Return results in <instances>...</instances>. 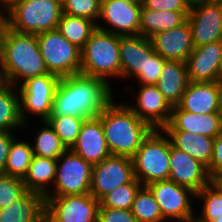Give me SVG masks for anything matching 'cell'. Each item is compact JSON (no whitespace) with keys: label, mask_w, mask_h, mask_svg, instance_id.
Listing matches in <instances>:
<instances>
[{"label":"cell","mask_w":222,"mask_h":222,"mask_svg":"<svg viewBox=\"0 0 222 222\" xmlns=\"http://www.w3.org/2000/svg\"><path fill=\"white\" fill-rule=\"evenodd\" d=\"M161 131H188L216 138L222 134L219 113L195 114L174 106L169 123Z\"/></svg>","instance_id":"obj_21"},{"label":"cell","mask_w":222,"mask_h":222,"mask_svg":"<svg viewBox=\"0 0 222 222\" xmlns=\"http://www.w3.org/2000/svg\"><path fill=\"white\" fill-rule=\"evenodd\" d=\"M133 178L132 158L110 155L93 165L90 193L100 200L108 192L129 183Z\"/></svg>","instance_id":"obj_11"},{"label":"cell","mask_w":222,"mask_h":222,"mask_svg":"<svg viewBox=\"0 0 222 222\" xmlns=\"http://www.w3.org/2000/svg\"><path fill=\"white\" fill-rule=\"evenodd\" d=\"M189 83L186 62L166 60L156 86L167 102L177 106Z\"/></svg>","instance_id":"obj_24"},{"label":"cell","mask_w":222,"mask_h":222,"mask_svg":"<svg viewBox=\"0 0 222 222\" xmlns=\"http://www.w3.org/2000/svg\"><path fill=\"white\" fill-rule=\"evenodd\" d=\"M113 99L98 115L111 155L133 158L153 128L139 119L128 104H113Z\"/></svg>","instance_id":"obj_3"},{"label":"cell","mask_w":222,"mask_h":222,"mask_svg":"<svg viewBox=\"0 0 222 222\" xmlns=\"http://www.w3.org/2000/svg\"><path fill=\"white\" fill-rule=\"evenodd\" d=\"M33 156L32 145L24 141L15 140L14 138L8 154L4 174L24 179Z\"/></svg>","instance_id":"obj_30"},{"label":"cell","mask_w":222,"mask_h":222,"mask_svg":"<svg viewBox=\"0 0 222 222\" xmlns=\"http://www.w3.org/2000/svg\"><path fill=\"white\" fill-rule=\"evenodd\" d=\"M36 34L19 33L7 27L0 53L2 82L17 87L20 78L27 79L48 74Z\"/></svg>","instance_id":"obj_2"},{"label":"cell","mask_w":222,"mask_h":222,"mask_svg":"<svg viewBox=\"0 0 222 222\" xmlns=\"http://www.w3.org/2000/svg\"><path fill=\"white\" fill-rule=\"evenodd\" d=\"M63 13L84 17L97 23L99 19L101 0H62Z\"/></svg>","instance_id":"obj_37"},{"label":"cell","mask_w":222,"mask_h":222,"mask_svg":"<svg viewBox=\"0 0 222 222\" xmlns=\"http://www.w3.org/2000/svg\"><path fill=\"white\" fill-rule=\"evenodd\" d=\"M0 222H46V197L28 191L22 198L0 209Z\"/></svg>","instance_id":"obj_23"},{"label":"cell","mask_w":222,"mask_h":222,"mask_svg":"<svg viewBox=\"0 0 222 222\" xmlns=\"http://www.w3.org/2000/svg\"><path fill=\"white\" fill-rule=\"evenodd\" d=\"M153 50L148 37L120 36L121 77H138L145 74L146 57H149Z\"/></svg>","instance_id":"obj_22"},{"label":"cell","mask_w":222,"mask_h":222,"mask_svg":"<svg viewBox=\"0 0 222 222\" xmlns=\"http://www.w3.org/2000/svg\"><path fill=\"white\" fill-rule=\"evenodd\" d=\"M96 29L97 26L94 21L65 13L62 14L57 27L62 36L80 49L84 47Z\"/></svg>","instance_id":"obj_29"},{"label":"cell","mask_w":222,"mask_h":222,"mask_svg":"<svg viewBox=\"0 0 222 222\" xmlns=\"http://www.w3.org/2000/svg\"><path fill=\"white\" fill-rule=\"evenodd\" d=\"M97 222H138L131 210L99 207Z\"/></svg>","instance_id":"obj_39"},{"label":"cell","mask_w":222,"mask_h":222,"mask_svg":"<svg viewBox=\"0 0 222 222\" xmlns=\"http://www.w3.org/2000/svg\"><path fill=\"white\" fill-rule=\"evenodd\" d=\"M131 212L138 222H164L159 205L151 191L143 186L137 192Z\"/></svg>","instance_id":"obj_33"},{"label":"cell","mask_w":222,"mask_h":222,"mask_svg":"<svg viewBox=\"0 0 222 222\" xmlns=\"http://www.w3.org/2000/svg\"><path fill=\"white\" fill-rule=\"evenodd\" d=\"M13 131H0V174H4L13 139Z\"/></svg>","instance_id":"obj_42"},{"label":"cell","mask_w":222,"mask_h":222,"mask_svg":"<svg viewBox=\"0 0 222 222\" xmlns=\"http://www.w3.org/2000/svg\"><path fill=\"white\" fill-rule=\"evenodd\" d=\"M170 173L168 180L199 192L211 180L207 167L186 152L175 148L170 141Z\"/></svg>","instance_id":"obj_15"},{"label":"cell","mask_w":222,"mask_h":222,"mask_svg":"<svg viewBox=\"0 0 222 222\" xmlns=\"http://www.w3.org/2000/svg\"><path fill=\"white\" fill-rule=\"evenodd\" d=\"M165 61V59L153 50L149 57H146L145 74H140L137 77V80H140L142 83L141 85H156Z\"/></svg>","instance_id":"obj_38"},{"label":"cell","mask_w":222,"mask_h":222,"mask_svg":"<svg viewBox=\"0 0 222 222\" xmlns=\"http://www.w3.org/2000/svg\"><path fill=\"white\" fill-rule=\"evenodd\" d=\"M150 40L154 51L165 60L186 62L194 49L187 20L171 30L154 34Z\"/></svg>","instance_id":"obj_18"},{"label":"cell","mask_w":222,"mask_h":222,"mask_svg":"<svg viewBox=\"0 0 222 222\" xmlns=\"http://www.w3.org/2000/svg\"><path fill=\"white\" fill-rule=\"evenodd\" d=\"M80 74L108 84L107 77L121 78L120 36L97 28L81 49Z\"/></svg>","instance_id":"obj_4"},{"label":"cell","mask_w":222,"mask_h":222,"mask_svg":"<svg viewBox=\"0 0 222 222\" xmlns=\"http://www.w3.org/2000/svg\"><path fill=\"white\" fill-rule=\"evenodd\" d=\"M196 197L204 203L201 216L196 219L200 222H222V192L213 182L197 192Z\"/></svg>","instance_id":"obj_32"},{"label":"cell","mask_w":222,"mask_h":222,"mask_svg":"<svg viewBox=\"0 0 222 222\" xmlns=\"http://www.w3.org/2000/svg\"><path fill=\"white\" fill-rule=\"evenodd\" d=\"M141 8L142 2L101 0L99 19H104L113 29L99 23H96V26L99 30L118 36L139 35Z\"/></svg>","instance_id":"obj_13"},{"label":"cell","mask_w":222,"mask_h":222,"mask_svg":"<svg viewBox=\"0 0 222 222\" xmlns=\"http://www.w3.org/2000/svg\"><path fill=\"white\" fill-rule=\"evenodd\" d=\"M111 85L83 74L61 77L50 116H98L113 99Z\"/></svg>","instance_id":"obj_1"},{"label":"cell","mask_w":222,"mask_h":222,"mask_svg":"<svg viewBox=\"0 0 222 222\" xmlns=\"http://www.w3.org/2000/svg\"><path fill=\"white\" fill-rule=\"evenodd\" d=\"M40 54L49 73L61 77L80 73L81 49L55 29L36 34Z\"/></svg>","instance_id":"obj_7"},{"label":"cell","mask_w":222,"mask_h":222,"mask_svg":"<svg viewBox=\"0 0 222 222\" xmlns=\"http://www.w3.org/2000/svg\"><path fill=\"white\" fill-rule=\"evenodd\" d=\"M85 117L49 116L46 120L67 149H71L80 134Z\"/></svg>","instance_id":"obj_35"},{"label":"cell","mask_w":222,"mask_h":222,"mask_svg":"<svg viewBox=\"0 0 222 222\" xmlns=\"http://www.w3.org/2000/svg\"><path fill=\"white\" fill-rule=\"evenodd\" d=\"M62 14V0H22L7 11L8 28L27 34L55 30Z\"/></svg>","instance_id":"obj_5"},{"label":"cell","mask_w":222,"mask_h":222,"mask_svg":"<svg viewBox=\"0 0 222 222\" xmlns=\"http://www.w3.org/2000/svg\"><path fill=\"white\" fill-rule=\"evenodd\" d=\"M119 1H128V2H142V0H119Z\"/></svg>","instance_id":"obj_50"},{"label":"cell","mask_w":222,"mask_h":222,"mask_svg":"<svg viewBox=\"0 0 222 222\" xmlns=\"http://www.w3.org/2000/svg\"><path fill=\"white\" fill-rule=\"evenodd\" d=\"M179 222H200V221L196 219L195 217H190L184 220H179Z\"/></svg>","instance_id":"obj_47"},{"label":"cell","mask_w":222,"mask_h":222,"mask_svg":"<svg viewBox=\"0 0 222 222\" xmlns=\"http://www.w3.org/2000/svg\"><path fill=\"white\" fill-rule=\"evenodd\" d=\"M190 12L153 11L142 5L139 35L149 39L156 33L171 30L183 24Z\"/></svg>","instance_id":"obj_26"},{"label":"cell","mask_w":222,"mask_h":222,"mask_svg":"<svg viewBox=\"0 0 222 222\" xmlns=\"http://www.w3.org/2000/svg\"><path fill=\"white\" fill-rule=\"evenodd\" d=\"M207 170L211 182L218 177H222V134L214 140L212 160Z\"/></svg>","instance_id":"obj_41"},{"label":"cell","mask_w":222,"mask_h":222,"mask_svg":"<svg viewBox=\"0 0 222 222\" xmlns=\"http://www.w3.org/2000/svg\"><path fill=\"white\" fill-rule=\"evenodd\" d=\"M92 167L91 163L85 161L71 149H67L57 158L54 193H50L49 191L46 196H68L90 193Z\"/></svg>","instance_id":"obj_8"},{"label":"cell","mask_w":222,"mask_h":222,"mask_svg":"<svg viewBox=\"0 0 222 222\" xmlns=\"http://www.w3.org/2000/svg\"><path fill=\"white\" fill-rule=\"evenodd\" d=\"M46 197V222H97L99 200L91 193Z\"/></svg>","instance_id":"obj_10"},{"label":"cell","mask_w":222,"mask_h":222,"mask_svg":"<svg viewBox=\"0 0 222 222\" xmlns=\"http://www.w3.org/2000/svg\"><path fill=\"white\" fill-rule=\"evenodd\" d=\"M222 41L194 47L186 61L189 82L219 81Z\"/></svg>","instance_id":"obj_17"},{"label":"cell","mask_w":222,"mask_h":222,"mask_svg":"<svg viewBox=\"0 0 222 222\" xmlns=\"http://www.w3.org/2000/svg\"><path fill=\"white\" fill-rule=\"evenodd\" d=\"M218 189L222 192V177H218L212 181Z\"/></svg>","instance_id":"obj_46"},{"label":"cell","mask_w":222,"mask_h":222,"mask_svg":"<svg viewBox=\"0 0 222 222\" xmlns=\"http://www.w3.org/2000/svg\"><path fill=\"white\" fill-rule=\"evenodd\" d=\"M71 150L92 165L111 155L99 116L85 119L77 141Z\"/></svg>","instance_id":"obj_19"},{"label":"cell","mask_w":222,"mask_h":222,"mask_svg":"<svg viewBox=\"0 0 222 222\" xmlns=\"http://www.w3.org/2000/svg\"><path fill=\"white\" fill-rule=\"evenodd\" d=\"M211 1L214 0H185L186 4L189 6L190 9L197 5L205 4Z\"/></svg>","instance_id":"obj_45"},{"label":"cell","mask_w":222,"mask_h":222,"mask_svg":"<svg viewBox=\"0 0 222 222\" xmlns=\"http://www.w3.org/2000/svg\"><path fill=\"white\" fill-rule=\"evenodd\" d=\"M46 127L38 131L35 144L32 146L33 154L43 158L57 159L66 150L58 135L47 121H43Z\"/></svg>","instance_id":"obj_31"},{"label":"cell","mask_w":222,"mask_h":222,"mask_svg":"<svg viewBox=\"0 0 222 222\" xmlns=\"http://www.w3.org/2000/svg\"><path fill=\"white\" fill-rule=\"evenodd\" d=\"M159 205L164 220H184L195 217L190 197H196L192 189L169 180L153 182L146 186Z\"/></svg>","instance_id":"obj_12"},{"label":"cell","mask_w":222,"mask_h":222,"mask_svg":"<svg viewBox=\"0 0 222 222\" xmlns=\"http://www.w3.org/2000/svg\"><path fill=\"white\" fill-rule=\"evenodd\" d=\"M143 185L134 177L129 183L120 185L99 200V207L131 210L133 201Z\"/></svg>","instance_id":"obj_34"},{"label":"cell","mask_w":222,"mask_h":222,"mask_svg":"<svg viewBox=\"0 0 222 222\" xmlns=\"http://www.w3.org/2000/svg\"><path fill=\"white\" fill-rule=\"evenodd\" d=\"M27 192L23 179L0 174V209L22 198Z\"/></svg>","instance_id":"obj_36"},{"label":"cell","mask_w":222,"mask_h":222,"mask_svg":"<svg viewBox=\"0 0 222 222\" xmlns=\"http://www.w3.org/2000/svg\"><path fill=\"white\" fill-rule=\"evenodd\" d=\"M187 21L194 47L222 41V1L214 0L190 9Z\"/></svg>","instance_id":"obj_14"},{"label":"cell","mask_w":222,"mask_h":222,"mask_svg":"<svg viewBox=\"0 0 222 222\" xmlns=\"http://www.w3.org/2000/svg\"><path fill=\"white\" fill-rule=\"evenodd\" d=\"M138 91L137 105H128V107L153 129H163L170 121L173 107L163 97L156 85H142Z\"/></svg>","instance_id":"obj_16"},{"label":"cell","mask_w":222,"mask_h":222,"mask_svg":"<svg viewBox=\"0 0 222 222\" xmlns=\"http://www.w3.org/2000/svg\"><path fill=\"white\" fill-rule=\"evenodd\" d=\"M57 159L43 158L34 155L28 172L23 179L28 191L47 195L48 184H54L56 178Z\"/></svg>","instance_id":"obj_27"},{"label":"cell","mask_w":222,"mask_h":222,"mask_svg":"<svg viewBox=\"0 0 222 222\" xmlns=\"http://www.w3.org/2000/svg\"><path fill=\"white\" fill-rule=\"evenodd\" d=\"M22 0H0V8L5 10V13L9 11L15 4L21 2Z\"/></svg>","instance_id":"obj_44"},{"label":"cell","mask_w":222,"mask_h":222,"mask_svg":"<svg viewBox=\"0 0 222 222\" xmlns=\"http://www.w3.org/2000/svg\"><path fill=\"white\" fill-rule=\"evenodd\" d=\"M23 126L20 99L14 85L0 83V131H13Z\"/></svg>","instance_id":"obj_28"},{"label":"cell","mask_w":222,"mask_h":222,"mask_svg":"<svg viewBox=\"0 0 222 222\" xmlns=\"http://www.w3.org/2000/svg\"><path fill=\"white\" fill-rule=\"evenodd\" d=\"M219 82L222 84V60H221V65H220Z\"/></svg>","instance_id":"obj_49"},{"label":"cell","mask_w":222,"mask_h":222,"mask_svg":"<svg viewBox=\"0 0 222 222\" xmlns=\"http://www.w3.org/2000/svg\"><path fill=\"white\" fill-rule=\"evenodd\" d=\"M218 113H219V117L222 121V95H221L220 100H219V111H218Z\"/></svg>","instance_id":"obj_48"},{"label":"cell","mask_w":222,"mask_h":222,"mask_svg":"<svg viewBox=\"0 0 222 222\" xmlns=\"http://www.w3.org/2000/svg\"><path fill=\"white\" fill-rule=\"evenodd\" d=\"M6 15L7 13L4 14V10L0 8V53H1V48H2V40H3L4 32L6 31L8 27Z\"/></svg>","instance_id":"obj_43"},{"label":"cell","mask_w":222,"mask_h":222,"mask_svg":"<svg viewBox=\"0 0 222 222\" xmlns=\"http://www.w3.org/2000/svg\"><path fill=\"white\" fill-rule=\"evenodd\" d=\"M222 84L216 82H189L180 103V109L195 113H218Z\"/></svg>","instance_id":"obj_20"},{"label":"cell","mask_w":222,"mask_h":222,"mask_svg":"<svg viewBox=\"0 0 222 222\" xmlns=\"http://www.w3.org/2000/svg\"><path fill=\"white\" fill-rule=\"evenodd\" d=\"M163 133L167 134V138H170L175 148L186 152L206 167L210 165L215 138L188 131H163Z\"/></svg>","instance_id":"obj_25"},{"label":"cell","mask_w":222,"mask_h":222,"mask_svg":"<svg viewBox=\"0 0 222 222\" xmlns=\"http://www.w3.org/2000/svg\"><path fill=\"white\" fill-rule=\"evenodd\" d=\"M133 160L134 177L143 185L168 180L170 138L153 129L144 139Z\"/></svg>","instance_id":"obj_6"},{"label":"cell","mask_w":222,"mask_h":222,"mask_svg":"<svg viewBox=\"0 0 222 222\" xmlns=\"http://www.w3.org/2000/svg\"><path fill=\"white\" fill-rule=\"evenodd\" d=\"M60 77L52 73L39 75L22 82L19 88L20 113L26 125L25 111L46 121L51 114L53 99Z\"/></svg>","instance_id":"obj_9"},{"label":"cell","mask_w":222,"mask_h":222,"mask_svg":"<svg viewBox=\"0 0 222 222\" xmlns=\"http://www.w3.org/2000/svg\"><path fill=\"white\" fill-rule=\"evenodd\" d=\"M142 5L153 11L190 12L185 0H142Z\"/></svg>","instance_id":"obj_40"}]
</instances>
